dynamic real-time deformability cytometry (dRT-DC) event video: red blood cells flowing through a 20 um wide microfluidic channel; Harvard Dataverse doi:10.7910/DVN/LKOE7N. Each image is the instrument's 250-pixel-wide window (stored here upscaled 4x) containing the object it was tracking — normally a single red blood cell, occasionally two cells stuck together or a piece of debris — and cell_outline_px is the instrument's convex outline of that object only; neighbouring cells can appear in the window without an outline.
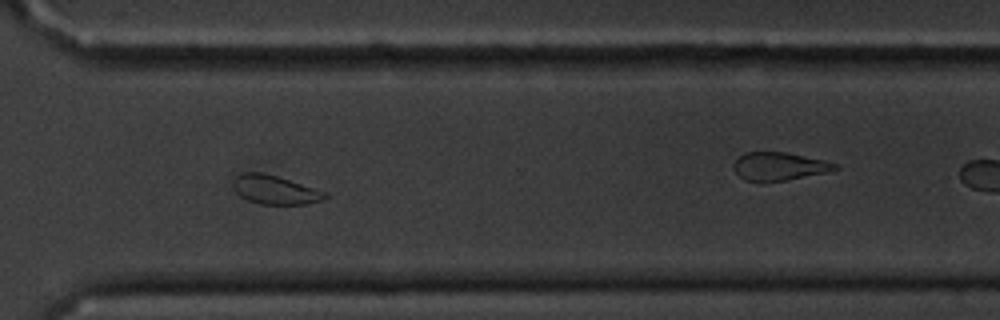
{"species": "common noctule bat (a hibernating species)", "species_latin": "Nyctalus noctula", "temperature_condition": "cold", "stored_images_in_passage": 15, "camera_frame_rate_fps": 3000, "um_per_image_px": 0.085, "animal": {"sex": "male", "body_mass_g": 20.1, "forearm_length_mm": 53.5}, "frame": {"image": 1, "passage_image": 11, "time_ms": 12.667, "image_size_px": [1000, 320], "cell_outline_px": [[328, 196], [324, 200], [304, 204], [260, 204], [248, 200], [240, 196], [236, 192], [232, 184], [232, 180], [236, 176], [244, 172], [260, 172], [276, 176], [328, 192]], "centroid_in_image_um": [23.37, 16.13], "position_along_channel_um": 347.2, "area_um2": 15.43}, "authors_computed_cell_mechanics": {"area_um2": 16.3574, "velocity_mm_per_s": 3.3919, "shape_relaxation_time_tau1_ms": 2.7658, "shape_relaxation_time_tau2_ms": null, "deformation_change_tau1": 0.0747, "deformation_change_tau2": null}}